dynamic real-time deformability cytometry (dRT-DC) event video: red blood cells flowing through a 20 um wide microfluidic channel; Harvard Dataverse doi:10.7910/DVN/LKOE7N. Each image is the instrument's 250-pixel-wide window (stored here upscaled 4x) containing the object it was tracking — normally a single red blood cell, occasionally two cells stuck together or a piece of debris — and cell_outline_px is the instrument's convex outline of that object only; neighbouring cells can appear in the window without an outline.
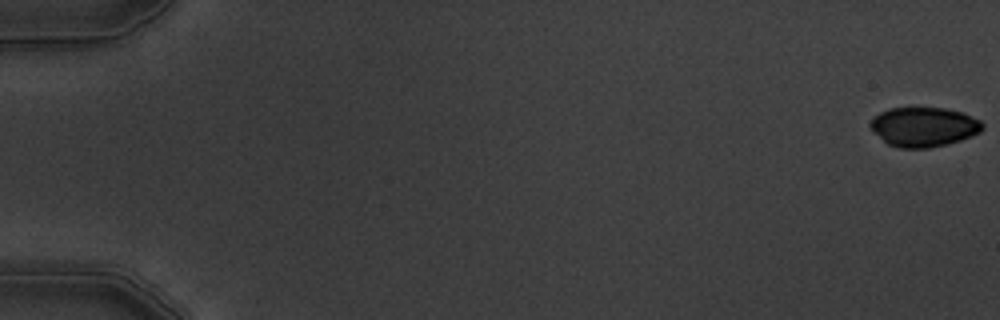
{"species": "common noctule bat (a hibernating species)", "species_latin": "Nyctalus noctula", "temperature_condition": "warm", "stored_images_in_passage": 6, "camera_frame_rate_fps": 3000, "um_per_image_px": 0.085, "animal": {"sex": "male", "body_mass_g": 19.5, "forearm_length_mm": 54.6}, "frame": {"image": 1, "passage_image": 1, "time_ms": 0.0, "image_size_px": [1000, 320], "cell_outline_px": [[984, 128], [980, 132], [972, 136], [948, 144], [928, 148], [900, 148], [888, 144], [872, 132], [868, 124], [880, 112], [888, 108], [944, 108], [960, 112], [980, 120], [984, 124]], "centroid_in_image_um": [78.51, 10.79], "position_along_channel_um": 6.5, "area_um2": 25.84}}
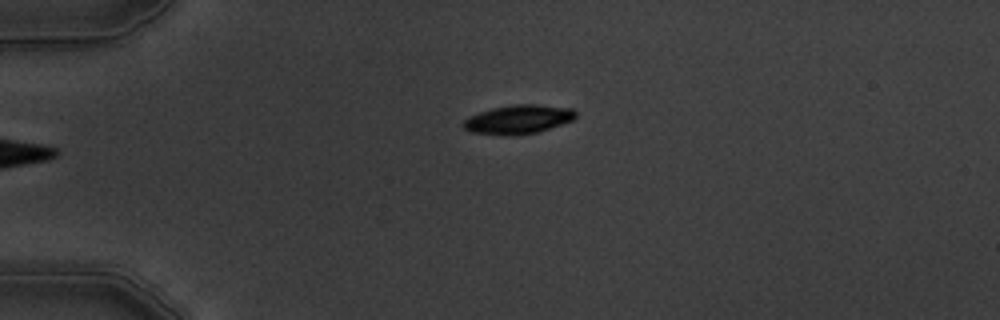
{"frame": {"image": 2, "passage_image": 6, "time_ms": 6.667, "image_size_px": [1000, 320], "cell_outline_px": [[576, 116], [572, 120], [536, 132], [472, 132], [464, 128], [460, 124], [468, 116], [492, 108], [512, 104], [536, 104], [572, 108], [576, 112]], "centroid_in_image_um": [44.06, 10.07], "position_along_channel_um": 40.9, "area_um2": 17.92}}